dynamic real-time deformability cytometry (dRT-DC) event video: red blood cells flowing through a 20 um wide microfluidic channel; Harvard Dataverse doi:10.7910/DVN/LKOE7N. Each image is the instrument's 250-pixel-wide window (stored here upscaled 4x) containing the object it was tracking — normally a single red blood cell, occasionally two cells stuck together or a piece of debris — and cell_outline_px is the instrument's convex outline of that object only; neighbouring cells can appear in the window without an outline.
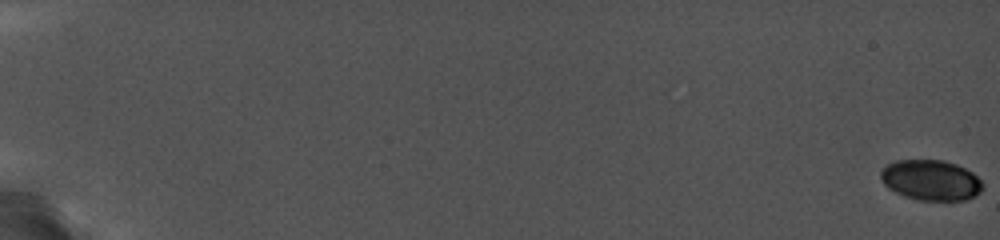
{"species": "common noctule bat (a hibernating species)", "species_latin": "Nyctalus noctula", "temperature_condition": "cold", "stored_images_in_passage": 14, "camera_frame_rate_fps": 5000, "um_per_image_px": 0.085, "animal": {"sex": "female", "body_mass_g": 19.0, "forearm_length_mm": 56.7}, "frame": {"image": 1, "passage_image": 1, "time_ms": 0.0, "image_size_px": [1000, 240], "cell_outline_px": [[984, 188], [976, 196], [964, 200], [920, 200], [904, 196], [888, 188], [884, 184], [880, 176], [880, 172], [888, 164], [896, 160], [944, 160], [956, 164], [972, 172], [984, 184]], "centroid_in_image_um": [79.14, 15.31], "position_along_channel_um": 5.9, "area_um2": 24.04}}
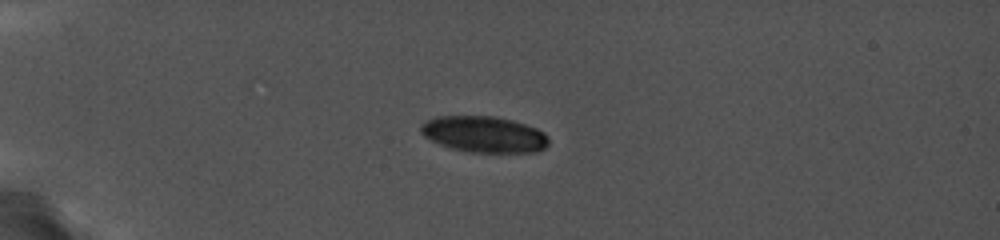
{"frame": {"image": 2, "passage_image": 12, "time_ms": 5.8, "image_size_px": [1000, 240], "cell_outline_px": [[548, 144], [544, 148], [532, 152], [472, 152], [452, 148], [432, 140], [424, 136], [420, 128], [420, 124], [436, 116], [496, 116], [512, 120], [536, 128], [544, 132], [548, 136]], "centroid_in_image_um": [41.15, 11.4], "position_along_channel_um": 43.8, "area_um2": 26.7}}